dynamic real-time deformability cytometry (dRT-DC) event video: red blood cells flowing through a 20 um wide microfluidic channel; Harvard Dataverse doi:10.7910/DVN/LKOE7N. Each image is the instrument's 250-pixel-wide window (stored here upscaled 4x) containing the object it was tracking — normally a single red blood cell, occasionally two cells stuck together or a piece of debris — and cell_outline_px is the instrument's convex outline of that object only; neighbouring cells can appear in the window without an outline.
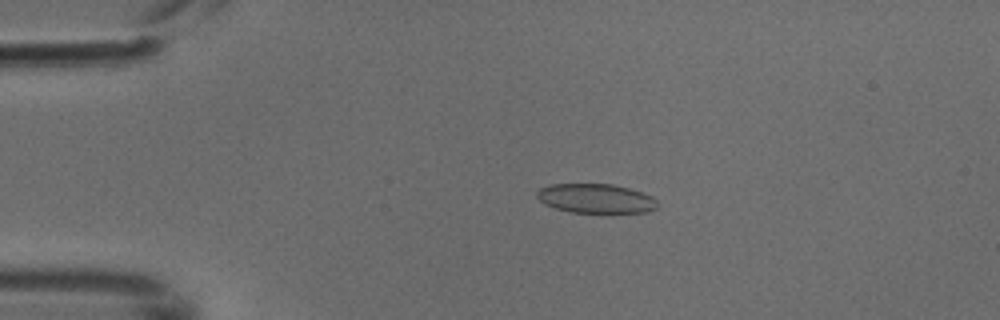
{"species": "common noctule bat (a hibernating species)", "species_latin": "Nyctalus noctula", "temperature_condition": "cold", "stored_images_in_passage": 4, "camera_frame_rate_fps": 3000, "um_per_image_px": 0.085, "animal": {"sex": "male", "body_mass_g": 18.8}, "frame": {"image": 1, "passage_image": 3, "time_ms": 0.667, "image_size_px": [1000, 320], "cell_outline_px": [[660, 204], [656, 208], [648, 212], [572, 212], [556, 208], [544, 204], [536, 196], [536, 192], [540, 188], [552, 184], [612, 184], [628, 188], [652, 196]], "centroid_in_image_um": [50.65, 16.87], "position_along_channel_um": 34.4, "area_um2": 20.46}}